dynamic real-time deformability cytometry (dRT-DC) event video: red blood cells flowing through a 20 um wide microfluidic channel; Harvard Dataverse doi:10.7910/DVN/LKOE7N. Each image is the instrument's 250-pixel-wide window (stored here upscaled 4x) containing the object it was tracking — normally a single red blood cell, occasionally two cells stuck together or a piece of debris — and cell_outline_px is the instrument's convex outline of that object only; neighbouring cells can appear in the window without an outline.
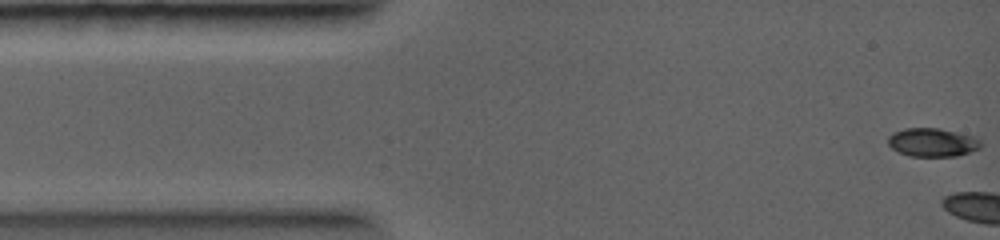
{"species": "common noctule bat (a hibernating species)", "species_latin": "Nyctalus noctula", "temperature_condition": "warm", "stored_images_in_passage": 24, "camera_frame_rate_fps": 5000, "um_per_image_px": 0.085, "animal": {"sex": "female", "body_mass_g": 19.0, "forearm_length_mm": 56.7}, "frame": {"image": 1, "passage_image": 1, "time_ms": 0.0, "image_size_px": [1000, 240], "cell_outline_px": [[980, 148], [956, 156], [908, 156], [892, 148], [888, 144], [888, 136], [892, 132], [904, 128], [936, 128], [972, 136], [980, 140]], "centroid_in_image_um": [79.2, 12.1], "position_along_channel_um": 5.8, "area_um2": 15.2}}
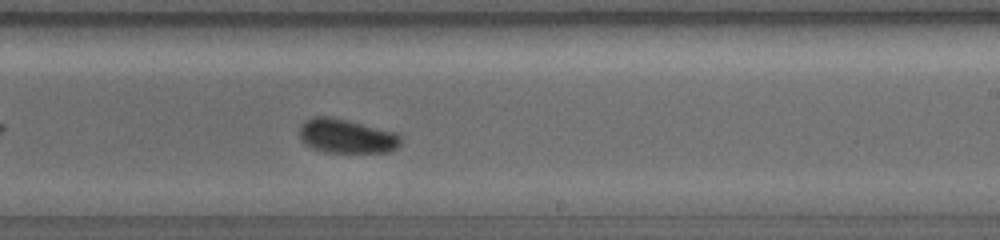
{"frame": {"image": 2, "passage_image": 14, "time_ms": 7.2, "image_size_px": [1000, 240], "cell_outline_px": [[400, 144], [396, 148], [388, 152], [324, 152], [312, 148], [304, 144], [300, 140], [300, 124], [304, 120], [316, 116], [332, 116], [400, 132]], "centroid_in_image_um": [29.46, 11.55], "position_along_channel_um": 259.5, "area_um2": 20.63}}